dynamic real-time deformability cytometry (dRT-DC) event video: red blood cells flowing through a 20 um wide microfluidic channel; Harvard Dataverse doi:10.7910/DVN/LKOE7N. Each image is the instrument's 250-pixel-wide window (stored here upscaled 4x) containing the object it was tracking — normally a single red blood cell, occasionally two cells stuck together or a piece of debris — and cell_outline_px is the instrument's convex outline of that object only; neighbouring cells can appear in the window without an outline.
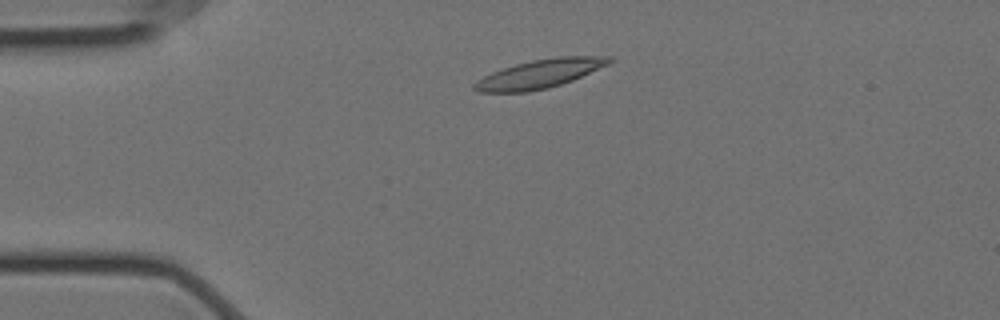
{"species": "Egyptian fruit bat (a non-hibernating species)", "species_latin": "Rousettus aegyptiacus", "temperature_condition": "cold", "stored_images_in_passage": 4, "camera_frame_rate_fps": 3000, "um_per_image_px": 0.085, "animal": {"sex": "female"}, "frame": {"image": 1, "passage_image": 3, "time_ms": 0.667, "image_size_px": [1000, 320], "cell_outline_px": [[616, 60], [608, 64], [572, 80], [548, 88], [528, 92], [480, 92], [472, 88], [472, 84], [476, 80], [492, 72], [516, 64], [532, 60], [556, 56], [612, 56]], "centroid_in_image_um": [45.88, 6.27], "position_along_channel_um": 39.1, "area_um2": 22.48}}